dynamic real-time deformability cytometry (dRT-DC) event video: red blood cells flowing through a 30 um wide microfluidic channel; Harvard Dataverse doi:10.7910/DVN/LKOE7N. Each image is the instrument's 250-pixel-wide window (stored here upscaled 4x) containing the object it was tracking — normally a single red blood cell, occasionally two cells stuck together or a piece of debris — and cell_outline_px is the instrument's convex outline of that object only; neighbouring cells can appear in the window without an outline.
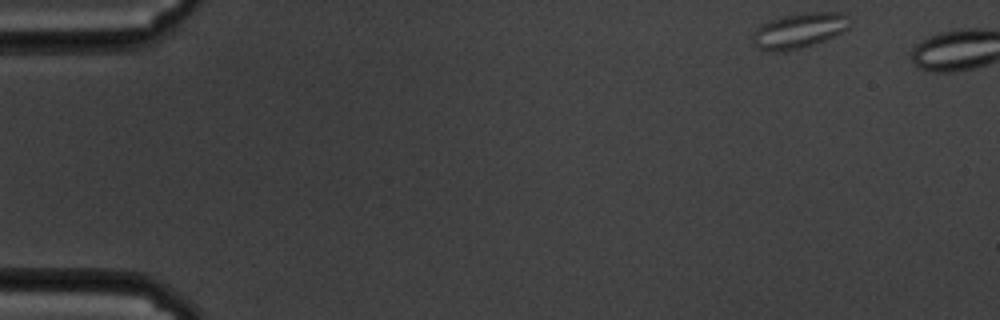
{"species": "common noctule bat (a hibernating species)", "species_latin": "Nyctalus noctula", "temperature_condition": "cold", "stored_images_in_passage": 3, "camera_frame_rate_fps": 3000, "um_per_image_px": 0.085, "animal": {"sex": "male", "body_mass_g": 19.5, "forearm_length_mm": 54.6}, "frame": {"image": 1, "passage_image": 1, "time_ms": 0.0, "image_size_px": [1000, 320], "cell_outline_px": [[852, 20], [848, 28], [816, 44], [784, 52], [768, 52], [752, 44], [752, 32], [760, 24], [784, 16], [808, 12], [844, 12]], "centroid_in_image_um": [67.91, 2.6], "position_along_channel_um": 17.1, "area_um2": 20.11}}